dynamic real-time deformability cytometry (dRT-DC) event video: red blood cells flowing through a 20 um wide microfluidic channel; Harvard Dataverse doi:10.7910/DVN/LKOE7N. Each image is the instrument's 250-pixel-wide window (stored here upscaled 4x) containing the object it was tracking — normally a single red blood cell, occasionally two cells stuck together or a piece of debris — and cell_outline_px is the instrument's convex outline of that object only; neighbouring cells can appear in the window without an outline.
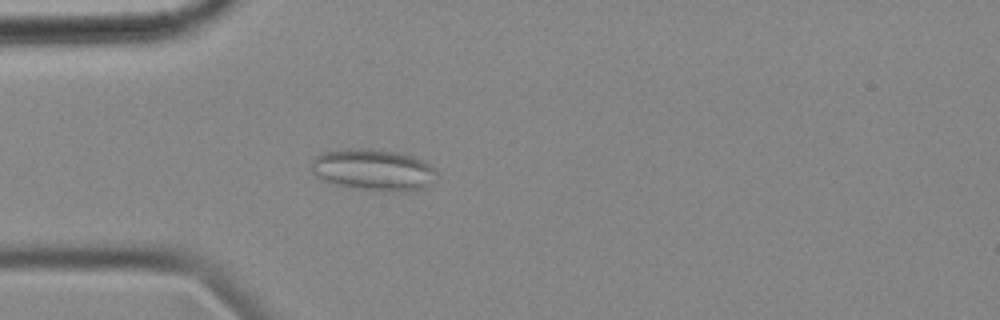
{"species": "common noctule bat (a hibernating species)", "species_latin": "Nyctalus noctula", "temperature_condition": "cold", "stored_images_in_passage": 57, "camera_frame_rate_fps": 3000, "um_per_image_px": 0.085, "animal": {"sex": "female", "body_mass_g": 18.4}, "frame": {"image": 1, "passage_image": 16, "time_ms": 5.0, "image_size_px": [1000, 320], "cell_outline_px": [[436, 172], [432, 184], [416, 192], [388, 192], [352, 188], [336, 184], [324, 180], [316, 176], [312, 172], [312, 160], [316, 156], [324, 152], [348, 148], [368, 148], [396, 152], [412, 156], [424, 160], [436, 168]], "centroid_in_image_um": [31.79, 14.45], "position_along_channel_um": 53.2, "area_um2": 30.81}}
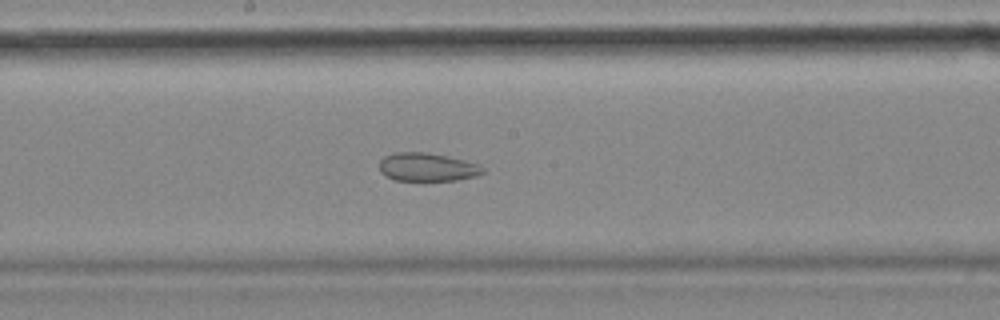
{"frame": {"image": 2, "passage_image": 30, "time_ms": 9.667, "image_size_px": [1000, 320], "cell_outline_px": [[484, 172], [476, 176], [460, 180], [392, 180], [384, 176], [380, 172], [380, 160], [384, 156], [392, 152], [424, 152], [448, 156], [480, 164], [484, 168]], "centroid_in_image_um": [36.3, 14.2], "position_along_channel_um": 211.9, "area_um2": 17.28}}
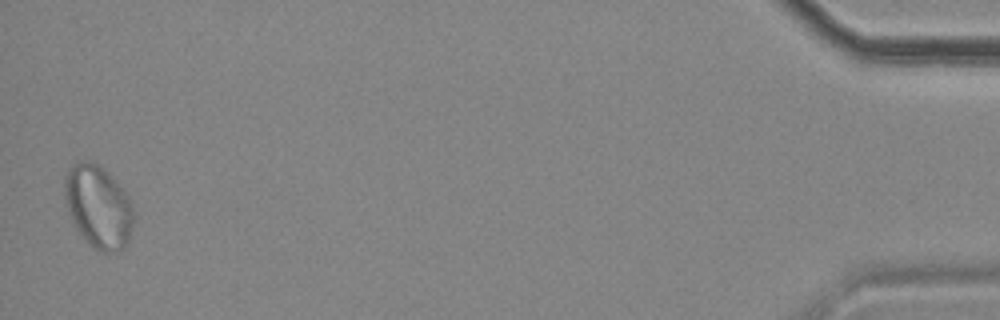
{"frame": {"image": 3, "passage_image": 56, "time_ms": 18.333, "image_size_px": [1000, 320], "cell_outline_px": [[132, 224], [128, 240], [124, 248], [116, 252], [100, 252], [92, 248], [84, 240], [76, 228], [64, 204], [64, 176], [68, 168], [76, 160], [88, 160], [104, 168], [112, 176], [124, 192], [132, 204]], "centroid_in_image_um": [8.3, 17.55], "position_along_channel_um": 426.9, "area_um2": 33.52}, "authors_computed_cell_mechanics": {"area_um2": 26.3568, "velocity_mm_per_s": 3.5356, "shape_relaxation_time_tau1_ms": null, "shape_relaxation_time_tau2_ms": 1.7421, "deformation_change_tau1": null, "deformation_change_tau2": 0.0529}}